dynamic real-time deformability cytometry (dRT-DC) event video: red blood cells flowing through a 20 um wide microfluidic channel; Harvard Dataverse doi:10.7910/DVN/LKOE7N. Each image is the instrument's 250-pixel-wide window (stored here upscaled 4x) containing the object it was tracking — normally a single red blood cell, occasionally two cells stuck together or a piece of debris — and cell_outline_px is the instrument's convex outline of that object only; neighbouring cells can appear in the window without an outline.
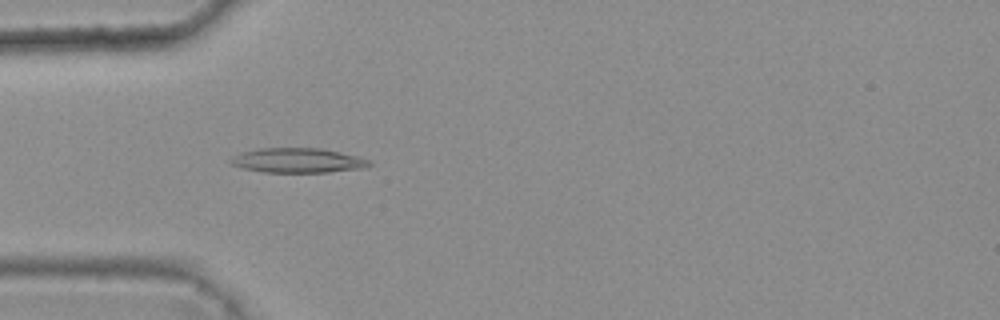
{"species": "common noctule bat (a hibernating species)", "species_latin": "Nyctalus noctula", "temperature_condition": "warm", "stored_images_in_passage": 38, "camera_frame_rate_fps": 3000, "um_per_image_px": 0.085, "animal": {"sex": "female", "body_mass_g": 25.1}, "frame": {"image": 1, "passage_image": 8, "time_ms": 2.333, "image_size_px": [1000, 320], "cell_outline_px": [[372, 164], [364, 168], [328, 172], [264, 172], [244, 168], [232, 164], [228, 160], [244, 152], [260, 148], [320, 148], [340, 152], [372, 160]], "centroid_in_image_um": [25.37, 13.64], "position_along_channel_um": 59.6, "area_um2": 19.71}}
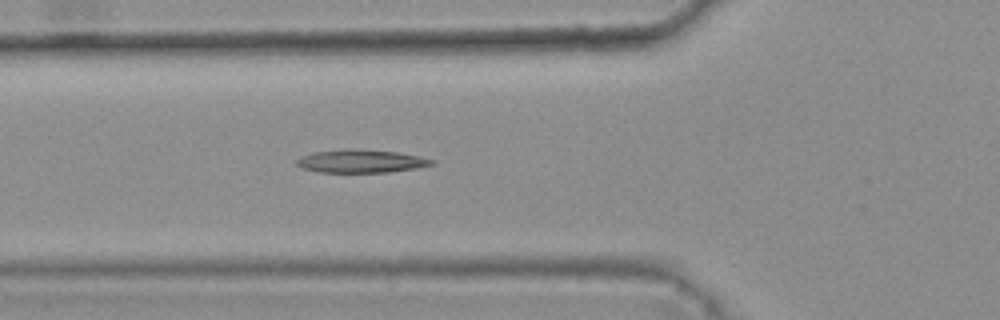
{"frame": {"image": 2, "passage_image": 11, "time_ms": 3.333, "image_size_px": [1000, 320], "cell_outline_px": [[436, 164], [416, 168], [388, 172], [320, 172], [304, 168], [296, 164], [296, 160], [304, 156], [316, 152], [344, 148], [360, 148], [396, 152], [436, 160]], "centroid_in_image_um": [30.73, 13.69], "position_along_channel_um": 95.1, "area_um2": 18.09}}
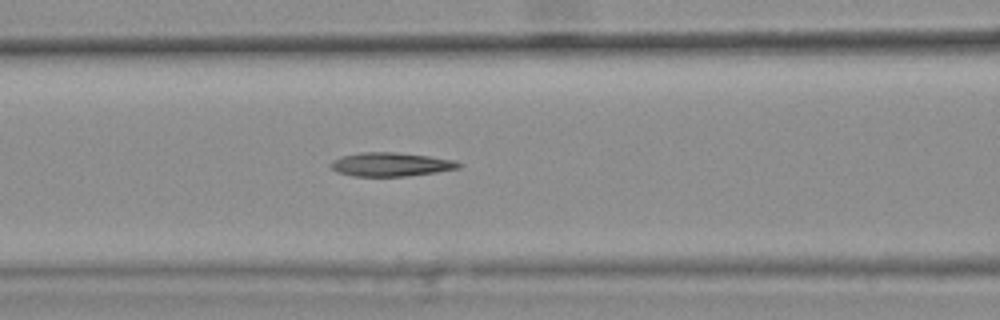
{"frame": {"image": 3, "passage_image": 14, "time_ms": 4.333, "image_size_px": [1000, 320], "cell_outline_px": [[464, 164], [460, 168], [436, 172], [408, 176], [352, 176], [336, 172], [332, 168], [332, 160], [340, 156], [360, 152], [396, 152], [428, 156], [456, 160]], "centroid_in_image_um": [33.24, 13.97], "position_along_channel_um": 133.4, "area_um2": 17.86}}